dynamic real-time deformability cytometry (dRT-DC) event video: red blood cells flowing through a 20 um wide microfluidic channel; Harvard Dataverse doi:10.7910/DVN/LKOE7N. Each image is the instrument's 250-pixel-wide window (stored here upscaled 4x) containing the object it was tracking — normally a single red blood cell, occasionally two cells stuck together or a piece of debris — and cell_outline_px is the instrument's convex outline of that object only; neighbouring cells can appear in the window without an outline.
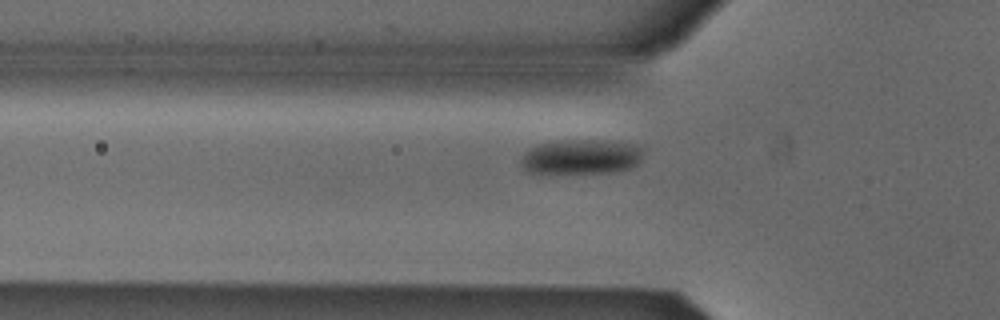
{"species": "Egyptian fruit bat (a non-hibernating species)", "species_latin": "Rousettus aegyptiacus", "temperature_condition": "cold", "stored_images_in_passage": 39, "camera_frame_rate_fps": 3000, "um_per_image_px": 0.085, "animal": {"sex": "male"}, "frame": {"image": 1, "passage_image": 6, "time_ms": 1.667, "image_size_px": [1000, 320], "cell_outline_px": [[644, 148], [640, 160], [632, 168], [616, 172], [528, 172], [524, 168], [520, 160], [524, 152], [536, 144], [564, 140], [604, 140], [628, 144]], "centroid_in_image_um": [49.4, 13.31], "position_along_channel_um": 76.4, "area_um2": 24.57}}
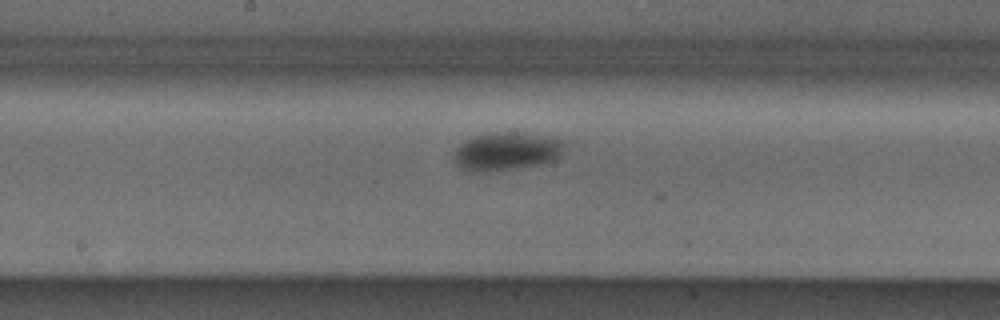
{"frame": {"image": 2, "passage_image": 16, "time_ms": 5.0, "image_size_px": [1000, 320], "cell_outline_px": [[568, 140], [560, 156], [556, 160], [544, 164], [516, 168], [484, 172], [480, 172], [464, 168], [452, 156], [456, 148], [464, 140], [472, 136], [488, 132], [524, 132], [552, 136]], "centroid_in_image_um": [43.16, 12.82], "position_along_channel_um": 205.0, "area_um2": 25.14}}
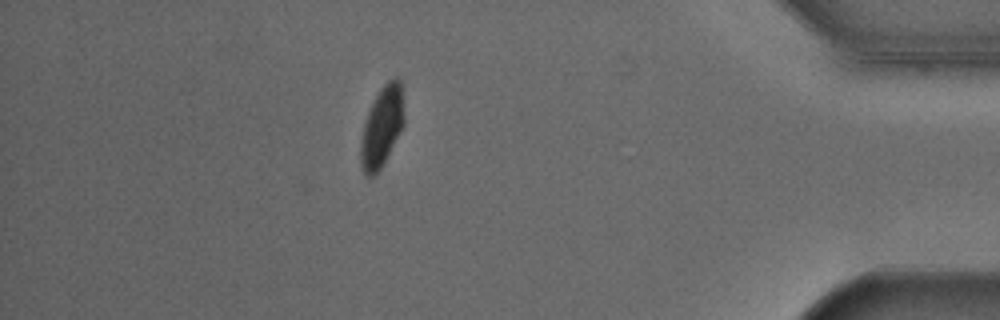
{"frame": {"image": 3, "passage_image": 35, "time_ms": 11.333, "image_size_px": [1000, 320], "cell_outline_px": [[404, 124], [380, 168], [372, 176], [368, 176], [364, 172], [360, 160], [360, 144], [364, 124], [368, 112], [380, 88], [388, 80], [396, 76], [400, 80], [404, 116]], "centroid_in_image_um": [32.46, 10.73], "position_along_channel_um": 402.7, "area_um2": 19.77}, "authors_computed_cell_mechanics": {"area_um2": 24.3916, "velocity_mm_per_s": 3.8547, "shape_relaxation_time_tau1_ms": 3.23, "shape_relaxation_time_tau2_ms": null, "deformation_change_tau1": 0.0867, "deformation_change_tau2": null}}